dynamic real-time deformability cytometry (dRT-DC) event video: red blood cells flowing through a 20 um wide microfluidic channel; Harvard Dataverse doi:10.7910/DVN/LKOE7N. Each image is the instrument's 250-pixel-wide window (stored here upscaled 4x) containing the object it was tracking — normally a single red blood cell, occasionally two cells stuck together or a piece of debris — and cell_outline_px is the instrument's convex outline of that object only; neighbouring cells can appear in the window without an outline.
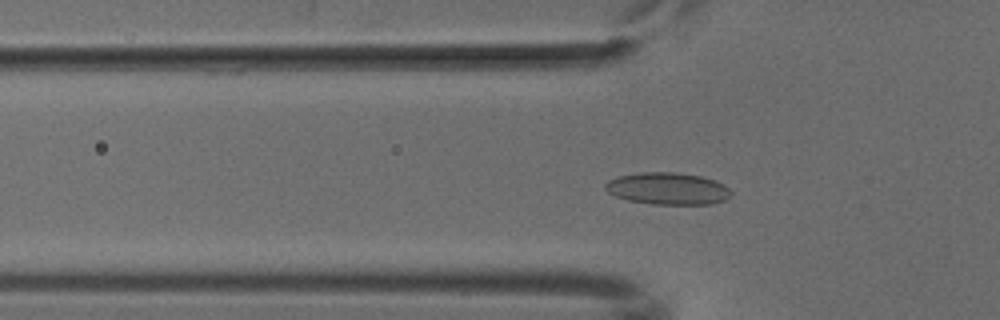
{"species": "common noctule bat (a hibernating species)", "species_latin": "Nyctalus noctula", "temperature_condition": "cold", "stored_images_in_passage": 39, "camera_frame_rate_fps": 3000, "um_per_image_px": 0.085, "animal": {"sex": "male", "body_mass_g": 18.8}, "frame": {"image": 1, "passage_image": 4, "time_ms": 1.0, "image_size_px": [1000, 320], "cell_outline_px": [[732, 192], [724, 200], [712, 204], [652, 204], [628, 200], [616, 196], [608, 192], [604, 188], [604, 184], [608, 180], [616, 176], [640, 172], [676, 172], [700, 176], [716, 180], [724, 184]], "centroid_in_image_um": [56.73, 16.02], "position_along_channel_um": 69.1, "area_um2": 23.58}}
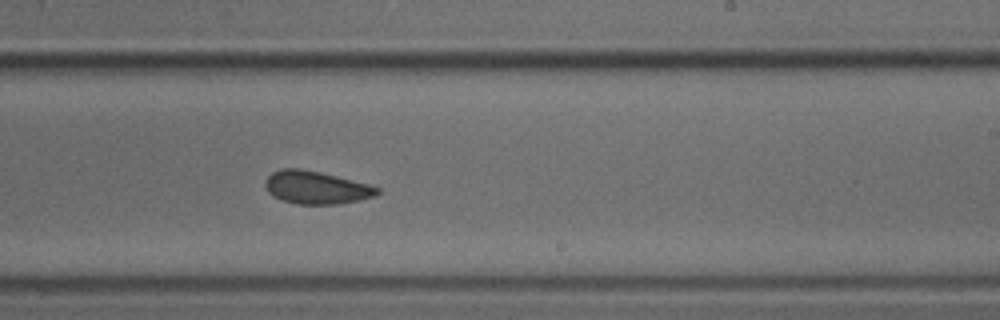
{"frame": {"image": 2, "passage_image": 19, "time_ms": 6.0, "image_size_px": [1000, 320], "cell_outline_px": [[380, 192], [376, 196], [336, 204], [296, 204], [280, 200], [272, 196], [268, 192], [264, 184], [264, 180], [272, 172], [280, 168], [300, 168], [320, 172], [368, 184], [380, 188]], "centroid_in_image_um": [26.82, 15.93], "position_along_channel_um": 262.2, "area_um2": 21.5}}
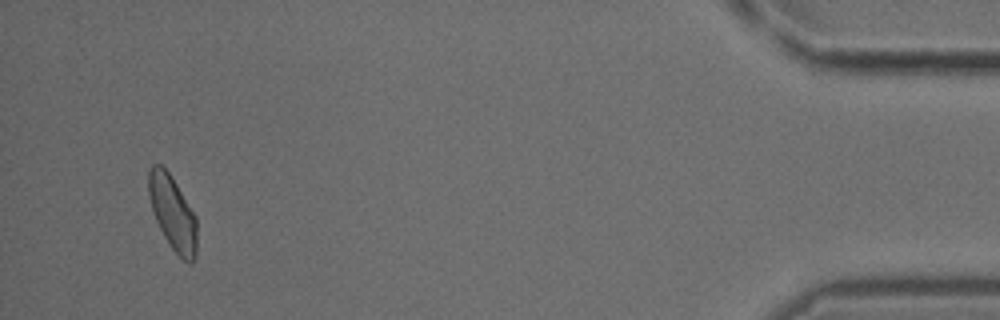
{"frame": {"image": 3, "passage_image": 37, "time_ms": 12.0, "image_size_px": [1000, 320], "cell_outline_px": [[196, 260], [192, 264], [188, 264], [172, 248], [164, 236], [156, 220], [152, 208], [148, 192], [148, 168], [152, 164], [160, 164], [168, 172], [176, 184], [196, 216]], "centroid_in_image_um": [14.68, 18.11], "position_along_channel_um": 420.5, "area_um2": 20.75}}